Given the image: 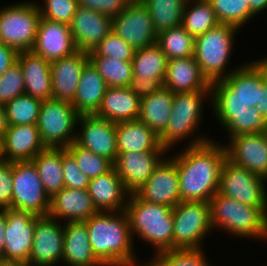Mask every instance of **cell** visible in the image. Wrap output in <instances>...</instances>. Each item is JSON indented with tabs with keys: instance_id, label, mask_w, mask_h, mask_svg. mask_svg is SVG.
I'll return each mask as SVG.
<instances>
[{
	"instance_id": "cell-17",
	"label": "cell",
	"mask_w": 267,
	"mask_h": 266,
	"mask_svg": "<svg viewBox=\"0 0 267 266\" xmlns=\"http://www.w3.org/2000/svg\"><path fill=\"white\" fill-rule=\"evenodd\" d=\"M224 145L226 159L267 179V132L240 134Z\"/></svg>"
},
{
	"instance_id": "cell-47",
	"label": "cell",
	"mask_w": 267,
	"mask_h": 266,
	"mask_svg": "<svg viewBox=\"0 0 267 266\" xmlns=\"http://www.w3.org/2000/svg\"><path fill=\"white\" fill-rule=\"evenodd\" d=\"M63 181L65 188L88 189L90 179L80 170L75 157L63 148Z\"/></svg>"
},
{
	"instance_id": "cell-11",
	"label": "cell",
	"mask_w": 267,
	"mask_h": 266,
	"mask_svg": "<svg viewBox=\"0 0 267 266\" xmlns=\"http://www.w3.org/2000/svg\"><path fill=\"white\" fill-rule=\"evenodd\" d=\"M10 208L47 216L50 198L32 160L13 162V194Z\"/></svg>"
},
{
	"instance_id": "cell-49",
	"label": "cell",
	"mask_w": 267,
	"mask_h": 266,
	"mask_svg": "<svg viewBox=\"0 0 267 266\" xmlns=\"http://www.w3.org/2000/svg\"><path fill=\"white\" fill-rule=\"evenodd\" d=\"M133 0H78L83 8L114 17L119 15Z\"/></svg>"
},
{
	"instance_id": "cell-12",
	"label": "cell",
	"mask_w": 267,
	"mask_h": 266,
	"mask_svg": "<svg viewBox=\"0 0 267 266\" xmlns=\"http://www.w3.org/2000/svg\"><path fill=\"white\" fill-rule=\"evenodd\" d=\"M267 179L229 160L222 165L218 194L235 199L244 205L267 207Z\"/></svg>"
},
{
	"instance_id": "cell-13",
	"label": "cell",
	"mask_w": 267,
	"mask_h": 266,
	"mask_svg": "<svg viewBox=\"0 0 267 266\" xmlns=\"http://www.w3.org/2000/svg\"><path fill=\"white\" fill-rule=\"evenodd\" d=\"M112 31L134 50L157 43L152 19L140 0H133L119 15L112 18Z\"/></svg>"
},
{
	"instance_id": "cell-45",
	"label": "cell",
	"mask_w": 267,
	"mask_h": 266,
	"mask_svg": "<svg viewBox=\"0 0 267 266\" xmlns=\"http://www.w3.org/2000/svg\"><path fill=\"white\" fill-rule=\"evenodd\" d=\"M25 94L21 65L16 61L0 76V104H6L15 97Z\"/></svg>"
},
{
	"instance_id": "cell-20",
	"label": "cell",
	"mask_w": 267,
	"mask_h": 266,
	"mask_svg": "<svg viewBox=\"0 0 267 266\" xmlns=\"http://www.w3.org/2000/svg\"><path fill=\"white\" fill-rule=\"evenodd\" d=\"M31 51L51 62L70 56L78 49L69 24L40 17L36 41Z\"/></svg>"
},
{
	"instance_id": "cell-44",
	"label": "cell",
	"mask_w": 267,
	"mask_h": 266,
	"mask_svg": "<svg viewBox=\"0 0 267 266\" xmlns=\"http://www.w3.org/2000/svg\"><path fill=\"white\" fill-rule=\"evenodd\" d=\"M135 50L122 38L111 31L93 50L89 57H108L132 61Z\"/></svg>"
},
{
	"instance_id": "cell-25",
	"label": "cell",
	"mask_w": 267,
	"mask_h": 266,
	"mask_svg": "<svg viewBox=\"0 0 267 266\" xmlns=\"http://www.w3.org/2000/svg\"><path fill=\"white\" fill-rule=\"evenodd\" d=\"M98 212L88 190L64 187L50 198L48 215L56 220L70 222L88 220Z\"/></svg>"
},
{
	"instance_id": "cell-50",
	"label": "cell",
	"mask_w": 267,
	"mask_h": 266,
	"mask_svg": "<svg viewBox=\"0 0 267 266\" xmlns=\"http://www.w3.org/2000/svg\"><path fill=\"white\" fill-rule=\"evenodd\" d=\"M163 84L159 80L132 76L128 88L140 99L150 96L158 91Z\"/></svg>"
},
{
	"instance_id": "cell-32",
	"label": "cell",
	"mask_w": 267,
	"mask_h": 266,
	"mask_svg": "<svg viewBox=\"0 0 267 266\" xmlns=\"http://www.w3.org/2000/svg\"><path fill=\"white\" fill-rule=\"evenodd\" d=\"M174 93L161 87L148 97L140 100V114L138 119L160 136L168 125Z\"/></svg>"
},
{
	"instance_id": "cell-59",
	"label": "cell",
	"mask_w": 267,
	"mask_h": 266,
	"mask_svg": "<svg viewBox=\"0 0 267 266\" xmlns=\"http://www.w3.org/2000/svg\"><path fill=\"white\" fill-rule=\"evenodd\" d=\"M1 139H0V159H1Z\"/></svg>"
},
{
	"instance_id": "cell-6",
	"label": "cell",
	"mask_w": 267,
	"mask_h": 266,
	"mask_svg": "<svg viewBox=\"0 0 267 266\" xmlns=\"http://www.w3.org/2000/svg\"><path fill=\"white\" fill-rule=\"evenodd\" d=\"M210 96L211 91H194L185 93H174L171 116L166 130L159 136L161 146L168 152L173 144L179 143L184 138L191 137L187 147L199 145L211 140L207 137L195 136L196 129L200 127L204 111L203 101L205 97Z\"/></svg>"
},
{
	"instance_id": "cell-19",
	"label": "cell",
	"mask_w": 267,
	"mask_h": 266,
	"mask_svg": "<svg viewBox=\"0 0 267 266\" xmlns=\"http://www.w3.org/2000/svg\"><path fill=\"white\" fill-rule=\"evenodd\" d=\"M166 152L167 150L118 153L113 163L114 169L130 194L138 191L149 179L159 163L166 158Z\"/></svg>"
},
{
	"instance_id": "cell-40",
	"label": "cell",
	"mask_w": 267,
	"mask_h": 266,
	"mask_svg": "<svg viewBox=\"0 0 267 266\" xmlns=\"http://www.w3.org/2000/svg\"><path fill=\"white\" fill-rule=\"evenodd\" d=\"M42 101L22 94L4 104L8 125H37Z\"/></svg>"
},
{
	"instance_id": "cell-10",
	"label": "cell",
	"mask_w": 267,
	"mask_h": 266,
	"mask_svg": "<svg viewBox=\"0 0 267 266\" xmlns=\"http://www.w3.org/2000/svg\"><path fill=\"white\" fill-rule=\"evenodd\" d=\"M210 231L209 202L181 201L173 208V249L202 248V239Z\"/></svg>"
},
{
	"instance_id": "cell-30",
	"label": "cell",
	"mask_w": 267,
	"mask_h": 266,
	"mask_svg": "<svg viewBox=\"0 0 267 266\" xmlns=\"http://www.w3.org/2000/svg\"><path fill=\"white\" fill-rule=\"evenodd\" d=\"M116 137L118 153L166 150L160 137L139 119L116 123Z\"/></svg>"
},
{
	"instance_id": "cell-51",
	"label": "cell",
	"mask_w": 267,
	"mask_h": 266,
	"mask_svg": "<svg viewBox=\"0 0 267 266\" xmlns=\"http://www.w3.org/2000/svg\"><path fill=\"white\" fill-rule=\"evenodd\" d=\"M18 52L0 42V76L17 61Z\"/></svg>"
},
{
	"instance_id": "cell-39",
	"label": "cell",
	"mask_w": 267,
	"mask_h": 266,
	"mask_svg": "<svg viewBox=\"0 0 267 266\" xmlns=\"http://www.w3.org/2000/svg\"><path fill=\"white\" fill-rule=\"evenodd\" d=\"M216 119L227 130L229 139L240 134L267 132V122L256 107H247V110L241 113H234V117H216Z\"/></svg>"
},
{
	"instance_id": "cell-21",
	"label": "cell",
	"mask_w": 267,
	"mask_h": 266,
	"mask_svg": "<svg viewBox=\"0 0 267 266\" xmlns=\"http://www.w3.org/2000/svg\"><path fill=\"white\" fill-rule=\"evenodd\" d=\"M89 61L88 52L78 50L74 54L51 61L52 98L72 103L79 79Z\"/></svg>"
},
{
	"instance_id": "cell-56",
	"label": "cell",
	"mask_w": 267,
	"mask_h": 266,
	"mask_svg": "<svg viewBox=\"0 0 267 266\" xmlns=\"http://www.w3.org/2000/svg\"><path fill=\"white\" fill-rule=\"evenodd\" d=\"M0 266H30L29 262L0 260Z\"/></svg>"
},
{
	"instance_id": "cell-42",
	"label": "cell",
	"mask_w": 267,
	"mask_h": 266,
	"mask_svg": "<svg viewBox=\"0 0 267 266\" xmlns=\"http://www.w3.org/2000/svg\"><path fill=\"white\" fill-rule=\"evenodd\" d=\"M202 248L171 249L155 254L156 266H210Z\"/></svg>"
},
{
	"instance_id": "cell-27",
	"label": "cell",
	"mask_w": 267,
	"mask_h": 266,
	"mask_svg": "<svg viewBox=\"0 0 267 266\" xmlns=\"http://www.w3.org/2000/svg\"><path fill=\"white\" fill-rule=\"evenodd\" d=\"M17 61L23 73L25 94L41 101L51 99V62L31 50L18 52Z\"/></svg>"
},
{
	"instance_id": "cell-53",
	"label": "cell",
	"mask_w": 267,
	"mask_h": 266,
	"mask_svg": "<svg viewBox=\"0 0 267 266\" xmlns=\"http://www.w3.org/2000/svg\"><path fill=\"white\" fill-rule=\"evenodd\" d=\"M6 209H0V257L5 248Z\"/></svg>"
},
{
	"instance_id": "cell-52",
	"label": "cell",
	"mask_w": 267,
	"mask_h": 266,
	"mask_svg": "<svg viewBox=\"0 0 267 266\" xmlns=\"http://www.w3.org/2000/svg\"><path fill=\"white\" fill-rule=\"evenodd\" d=\"M261 117L267 122V81L261 87L260 107H256Z\"/></svg>"
},
{
	"instance_id": "cell-5",
	"label": "cell",
	"mask_w": 267,
	"mask_h": 266,
	"mask_svg": "<svg viewBox=\"0 0 267 266\" xmlns=\"http://www.w3.org/2000/svg\"><path fill=\"white\" fill-rule=\"evenodd\" d=\"M211 224L236 237L267 239V207H253L216 194L210 201Z\"/></svg>"
},
{
	"instance_id": "cell-41",
	"label": "cell",
	"mask_w": 267,
	"mask_h": 266,
	"mask_svg": "<svg viewBox=\"0 0 267 266\" xmlns=\"http://www.w3.org/2000/svg\"><path fill=\"white\" fill-rule=\"evenodd\" d=\"M215 11L219 23L241 28L255 17L247 0H208Z\"/></svg>"
},
{
	"instance_id": "cell-3",
	"label": "cell",
	"mask_w": 267,
	"mask_h": 266,
	"mask_svg": "<svg viewBox=\"0 0 267 266\" xmlns=\"http://www.w3.org/2000/svg\"><path fill=\"white\" fill-rule=\"evenodd\" d=\"M85 222L93 253L102 263L136 261L133 238L125 210L99 211Z\"/></svg>"
},
{
	"instance_id": "cell-1",
	"label": "cell",
	"mask_w": 267,
	"mask_h": 266,
	"mask_svg": "<svg viewBox=\"0 0 267 266\" xmlns=\"http://www.w3.org/2000/svg\"><path fill=\"white\" fill-rule=\"evenodd\" d=\"M170 158L177 166L181 201L209 202L218 193L220 173L226 160L224 145L209 140L186 146Z\"/></svg>"
},
{
	"instance_id": "cell-26",
	"label": "cell",
	"mask_w": 267,
	"mask_h": 266,
	"mask_svg": "<svg viewBox=\"0 0 267 266\" xmlns=\"http://www.w3.org/2000/svg\"><path fill=\"white\" fill-rule=\"evenodd\" d=\"M163 87L173 93L211 91L194 56L168 60Z\"/></svg>"
},
{
	"instance_id": "cell-60",
	"label": "cell",
	"mask_w": 267,
	"mask_h": 266,
	"mask_svg": "<svg viewBox=\"0 0 267 266\" xmlns=\"http://www.w3.org/2000/svg\"><path fill=\"white\" fill-rule=\"evenodd\" d=\"M100 266H110V264L103 263V264L100 265Z\"/></svg>"
},
{
	"instance_id": "cell-35",
	"label": "cell",
	"mask_w": 267,
	"mask_h": 266,
	"mask_svg": "<svg viewBox=\"0 0 267 266\" xmlns=\"http://www.w3.org/2000/svg\"><path fill=\"white\" fill-rule=\"evenodd\" d=\"M218 24L215 11L208 0L186 1L181 26L194 38L206 33Z\"/></svg>"
},
{
	"instance_id": "cell-48",
	"label": "cell",
	"mask_w": 267,
	"mask_h": 266,
	"mask_svg": "<svg viewBox=\"0 0 267 266\" xmlns=\"http://www.w3.org/2000/svg\"><path fill=\"white\" fill-rule=\"evenodd\" d=\"M13 194V162L0 159V209L10 208Z\"/></svg>"
},
{
	"instance_id": "cell-9",
	"label": "cell",
	"mask_w": 267,
	"mask_h": 266,
	"mask_svg": "<svg viewBox=\"0 0 267 266\" xmlns=\"http://www.w3.org/2000/svg\"><path fill=\"white\" fill-rule=\"evenodd\" d=\"M40 17L38 4L29 1L0 8V42L17 52L32 50Z\"/></svg>"
},
{
	"instance_id": "cell-36",
	"label": "cell",
	"mask_w": 267,
	"mask_h": 266,
	"mask_svg": "<svg viewBox=\"0 0 267 266\" xmlns=\"http://www.w3.org/2000/svg\"><path fill=\"white\" fill-rule=\"evenodd\" d=\"M148 9L157 34L181 25L187 0H140Z\"/></svg>"
},
{
	"instance_id": "cell-54",
	"label": "cell",
	"mask_w": 267,
	"mask_h": 266,
	"mask_svg": "<svg viewBox=\"0 0 267 266\" xmlns=\"http://www.w3.org/2000/svg\"><path fill=\"white\" fill-rule=\"evenodd\" d=\"M251 11L256 15L267 9V0H247Z\"/></svg>"
},
{
	"instance_id": "cell-22",
	"label": "cell",
	"mask_w": 267,
	"mask_h": 266,
	"mask_svg": "<svg viewBox=\"0 0 267 266\" xmlns=\"http://www.w3.org/2000/svg\"><path fill=\"white\" fill-rule=\"evenodd\" d=\"M69 26L76 48L89 52L112 31V17L78 6Z\"/></svg>"
},
{
	"instance_id": "cell-2",
	"label": "cell",
	"mask_w": 267,
	"mask_h": 266,
	"mask_svg": "<svg viewBox=\"0 0 267 266\" xmlns=\"http://www.w3.org/2000/svg\"><path fill=\"white\" fill-rule=\"evenodd\" d=\"M243 63L224 80L211 84V105L215 117H234L247 107H260L261 87L266 77L255 63Z\"/></svg>"
},
{
	"instance_id": "cell-57",
	"label": "cell",
	"mask_w": 267,
	"mask_h": 266,
	"mask_svg": "<svg viewBox=\"0 0 267 266\" xmlns=\"http://www.w3.org/2000/svg\"><path fill=\"white\" fill-rule=\"evenodd\" d=\"M137 261H132V262H123V263H117V264H110V266H156L155 263L152 261L147 262L145 261V264L140 265L139 263H136Z\"/></svg>"
},
{
	"instance_id": "cell-4",
	"label": "cell",
	"mask_w": 267,
	"mask_h": 266,
	"mask_svg": "<svg viewBox=\"0 0 267 266\" xmlns=\"http://www.w3.org/2000/svg\"><path fill=\"white\" fill-rule=\"evenodd\" d=\"M132 238L139 236L155 253L173 249V208L142 201L135 193L130 194L125 209Z\"/></svg>"
},
{
	"instance_id": "cell-29",
	"label": "cell",
	"mask_w": 267,
	"mask_h": 266,
	"mask_svg": "<svg viewBox=\"0 0 267 266\" xmlns=\"http://www.w3.org/2000/svg\"><path fill=\"white\" fill-rule=\"evenodd\" d=\"M140 100L128 87H108L95 116L114 123L136 120Z\"/></svg>"
},
{
	"instance_id": "cell-8",
	"label": "cell",
	"mask_w": 267,
	"mask_h": 266,
	"mask_svg": "<svg viewBox=\"0 0 267 266\" xmlns=\"http://www.w3.org/2000/svg\"><path fill=\"white\" fill-rule=\"evenodd\" d=\"M79 114L72 103L56 99L43 100L37 127L46 147L67 148L76 141L74 133Z\"/></svg>"
},
{
	"instance_id": "cell-31",
	"label": "cell",
	"mask_w": 267,
	"mask_h": 266,
	"mask_svg": "<svg viewBox=\"0 0 267 266\" xmlns=\"http://www.w3.org/2000/svg\"><path fill=\"white\" fill-rule=\"evenodd\" d=\"M108 86L94 65L88 61L79 79L72 102L79 115H95L99 110Z\"/></svg>"
},
{
	"instance_id": "cell-7",
	"label": "cell",
	"mask_w": 267,
	"mask_h": 266,
	"mask_svg": "<svg viewBox=\"0 0 267 266\" xmlns=\"http://www.w3.org/2000/svg\"><path fill=\"white\" fill-rule=\"evenodd\" d=\"M238 29L230 24L219 23L195 38L194 58L201 73L210 84L224 80L225 77L237 70L235 68L226 72L225 68L229 62Z\"/></svg>"
},
{
	"instance_id": "cell-37",
	"label": "cell",
	"mask_w": 267,
	"mask_h": 266,
	"mask_svg": "<svg viewBox=\"0 0 267 266\" xmlns=\"http://www.w3.org/2000/svg\"><path fill=\"white\" fill-rule=\"evenodd\" d=\"M157 44L168 60L194 56L195 38L181 25L159 33Z\"/></svg>"
},
{
	"instance_id": "cell-24",
	"label": "cell",
	"mask_w": 267,
	"mask_h": 266,
	"mask_svg": "<svg viewBox=\"0 0 267 266\" xmlns=\"http://www.w3.org/2000/svg\"><path fill=\"white\" fill-rule=\"evenodd\" d=\"M87 190L96 209L101 212L125 210L130 196L114 167L110 171L90 179Z\"/></svg>"
},
{
	"instance_id": "cell-14",
	"label": "cell",
	"mask_w": 267,
	"mask_h": 266,
	"mask_svg": "<svg viewBox=\"0 0 267 266\" xmlns=\"http://www.w3.org/2000/svg\"><path fill=\"white\" fill-rule=\"evenodd\" d=\"M38 215L13 208L6 209L5 248L0 260L28 262Z\"/></svg>"
},
{
	"instance_id": "cell-23",
	"label": "cell",
	"mask_w": 267,
	"mask_h": 266,
	"mask_svg": "<svg viewBox=\"0 0 267 266\" xmlns=\"http://www.w3.org/2000/svg\"><path fill=\"white\" fill-rule=\"evenodd\" d=\"M45 148L37 125H8L1 141V160L10 162L32 160Z\"/></svg>"
},
{
	"instance_id": "cell-38",
	"label": "cell",
	"mask_w": 267,
	"mask_h": 266,
	"mask_svg": "<svg viewBox=\"0 0 267 266\" xmlns=\"http://www.w3.org/2000/svg\"><path fill=\"white\" fill-rule=\"evenodd\" d=\"M108 87H128L133 76L132 61L108 57H89Z\"/></svg>"
},
{
	"instance_id": "cell-16",
	"label": "cell",
	"mask_w": 267,
	"mask_h": 266,
	"mask_svg": "<svg viewBox=\"0 0 267 266\" xmlns=\"http://www.w3.org/2000/svg\"><path fill=\"white\" fill-rule=\"evenodd\" d=\"M135 194L142 201L174 208L181 202L179 176L175 162L171 158H164Z\"/></svg>"
},
{
	"instance_id": "cell-28",
	"label": "cell",
	"mask_w": 267,
	"mask_h": 266,
	"mask_svg": "<svg viewBox=\"0 0 267 266\" xmlns=\"http://www.w3.org/2000/svg\"><path fill=\"white\" fill-rule=\"evenodd\" d=\"M64 251L62 263L67 266H100L103 263L93 253L85 221H70L63 225Z\"/></svg>"
},
{
	"instance_id": "cell-33",
	"label": "cell",
	"mask_w": 267,
	"mask_h": 266,
	"mask_svg": "<svg viewBox=\"0 0 267 266\" xmlns=\"http://www.w3.org/2000/svg\"><path fill=\"white\" fill-rule=\"evenodd\" d=\"M32 161L38 170L47 196L52 198L65 187L62 168L63 148L46 147Z\"/></svg>"
},
{
	"instance_id": "cell-34",
	"label": "cell",
	"mask_w": 267,
	"mask_h": 266,
	"mask_svg": "<svg viewBox=\"0 0 267 266\" xmlns=\"http://www.w3.org/2000/svg\"><path fill=\"white\" fill-rule=\"evenodd\" d=\"M168 59L157 43L137 49L134 52L132 65L135 77L159 80L164 83Z\"/></svg>"
},
{
	"instance_id": "cell-58",
	"label": "cell",
	"mask_w": 267,
	"mask_h": 266,
	"mask_svg": "<svg viewBox=\"0 0 267 266\" xmlns=\"http://www.w3.org/2000/svg\"><path fill=\"white\" fill-rule=\"evenodd\" d=\"M254 62L261 68L262 72L264 73L267 81V57L260 59V60H254Z\"/></svg>"
},
{
	"instance_id": "cell-55",
	"label": "cell",
	"mask_w": 267,
	"mask_h": 266,
	"mask_svg": "<svg viewBox=\"0 0 267 266\" xmlns=\"http://www.w3.org/2000/svg\"><path fill=\"white\" fill-rule=\"evenodd\" d=\"M8 128V122L5 115L4 105L0 104V139L4 137L5 131Z\"/></svg>"
},
{
	"instance_id": "cell-46",
	"label": "cell",
	"mask_w": 267,
	"mask_h": 266,
	"mask_svg": "<svg viewBox=\"0 0 267 266\" xmlns=\"http://www.w3.org/2000/svg\"><path fill=\"white\" fill-rule=\"evenodd\" d=\"M78 6V0H44L38 8L42 18L70 24Z\"/></svg>"
},
{
	"instance_id": "cell-43",
	"label": "cell",
	"mask_w": 267,
	"mask_h": 266,
	"mask_svg": "<svg viewBox=\"0 0 267 266\" xmlns=\"http://www.w3.org/2000/svg\"><path fill=\"white\" fill-rule=\"evenodd\" d=\"M66 149L75 157L80 170L89 179L98 177L114 167L111 160L84 149L76 142H73Z\"/></svg>"
},
{
	"instance_id": "cell-15",
	"label": "cell",
	"mask_w": 267,
	"mask_h": 266,
	"mask_svg": "<svg viewBox=\"0 0 267 266\" xmlns=\"http://www.w3.org/2000/svg\"><path fill=\"white\" fill-rule=\"evenodd\" d=\"M59 222L49 215L38 216L28 260L30 266H56L55 264L62 262L64 230Z\"/></svg>"
},
{
	"instance_id": "cell-18",
	"label": "cell",
	"mask_w": 267,
	"mask_h": 266,
	"mask_svg": "<svg viewBox=\"0 0 267 266\" xmlns=\"http://www.w3.org/2000/svg\"><path fill=\"white\" fill-rule=\"evenodd\" d=\"M77 124L81 132L77 133L75 142L114 163L118 155L116 123L95 115H80Z\"/></svg>"
}]
</instances>
